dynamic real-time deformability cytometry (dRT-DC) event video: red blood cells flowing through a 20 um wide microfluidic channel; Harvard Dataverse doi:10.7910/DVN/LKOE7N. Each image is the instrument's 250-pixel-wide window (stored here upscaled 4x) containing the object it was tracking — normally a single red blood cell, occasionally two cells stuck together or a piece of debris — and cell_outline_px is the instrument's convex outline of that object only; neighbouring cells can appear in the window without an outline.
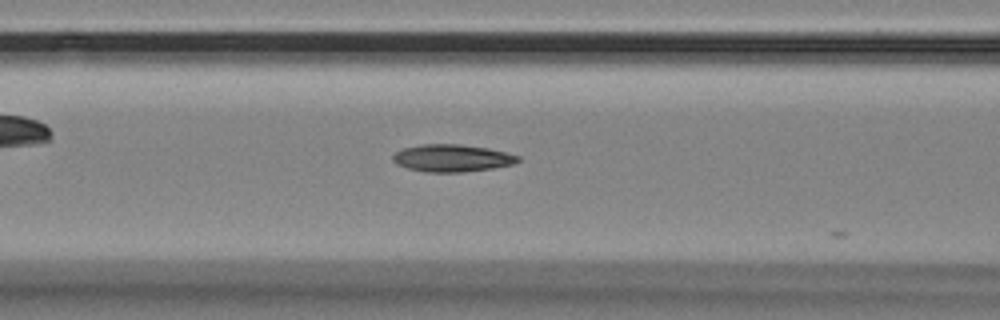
{"species": "Egyptian fruit bat (a non-hibernating species)", "species_latin": "Rousettus aegyptiacus", "temperature_condition": "room temperature", "stored_images_in_passage": 35, "camera_frame_rate_fps": 3000, "um_per_image_px": 0.085, "animal": {"sex": "female"}, "frame": {"image": 1, "passage_image": 5, "time_ms": 1.333, "image_size_px": [1000, 320], "cell_outline_px": [[520, 160], [512, 164], [492, 168], [464, 172], [424, 172], [408, 168], [396, 164], [392, 160], [392, 156], [396, 152], [404, 148], [420, 144], [460, 144], [488, 148], [508, 152], [520, 156]], "centroid_in_image_um": [38.42, 13.43], "position_along_channel_um": 128.2, "area_um2": 20.0}}
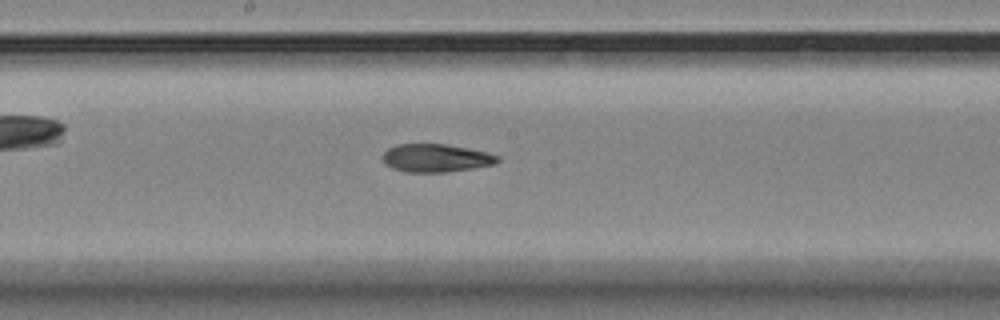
{"frame": {"image": 2, "passage_image": 12, "time_ms": 3.667, "image_size_px": [1000, 320], "cell_outline_px": [[500, 160], [496, 164], [472, 168], [444, 172], [404, 172], [392, 168], [384, 164], [384, 152], [388, 148], [396, 144], [444, 144], [468, 148], [488, 152], [500, 156]], "centroid_in_image_um": [37.07, 13.43], "position_along_channel_um": 211.1, "area_um2": 18.84}}
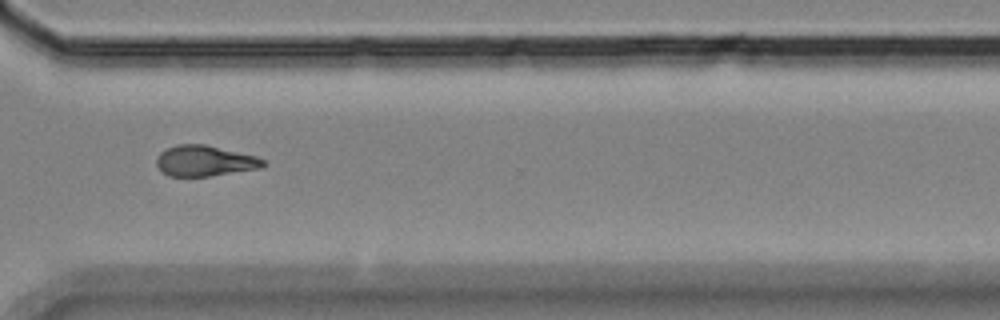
{"frame": {"image": 3, "passage_image": 24, "time_ms": 7.667, "image_size_px": [1000, 320], "cell_outline_px": [[268, 164], [264, 168], [208, 176], [168, 176], [160, 172], [156, 164], [156, 156], [160, 152], [176, 144], [204, 144], [256, 156], [264, 160]], "centroid_in_image_um": [17.4, 13.68], "position_along_channel_um": 353.2, "area_um2": 19.31}}